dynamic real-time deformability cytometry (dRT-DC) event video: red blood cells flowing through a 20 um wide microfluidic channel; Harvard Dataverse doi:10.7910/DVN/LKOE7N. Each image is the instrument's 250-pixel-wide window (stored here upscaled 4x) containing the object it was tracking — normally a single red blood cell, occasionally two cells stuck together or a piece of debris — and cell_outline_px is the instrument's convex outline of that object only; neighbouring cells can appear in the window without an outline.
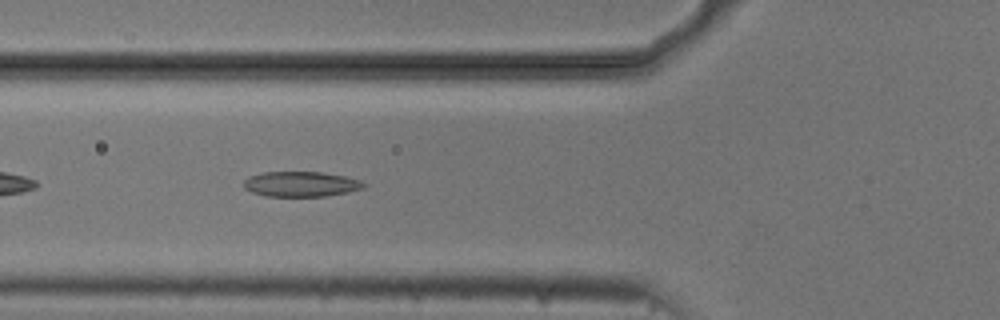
{"species": "common noctule bat (a hibernating species)", "species_latin": "Nyctalus noctula", "temperature_condition": "cold", "stored_images_in_passage": 40, "camera_frame_rate_fps": 3000, "um_per_image_px": 0.085, "animal": {"sex": "male", "body_mass_g": 20.5, "forearm_length_mm": 52.5}, "frame": {"image": 1, "passage_image": 6, "time_ms": 1.667, "image_size_px": [1000, 320], "cell_outline_px": [[368, 184], [364, 188], [348, 192], [324, 196], [264, 196], [252, 192], [244, 188], [244, 180], [248, 176], [264, 172], [320, 172], [344, 176], [360, 180]], "centroid_in_image_um": [25.58, 15.65], "position_along_channel_um": 100.2, "area_um2": 17.63}}
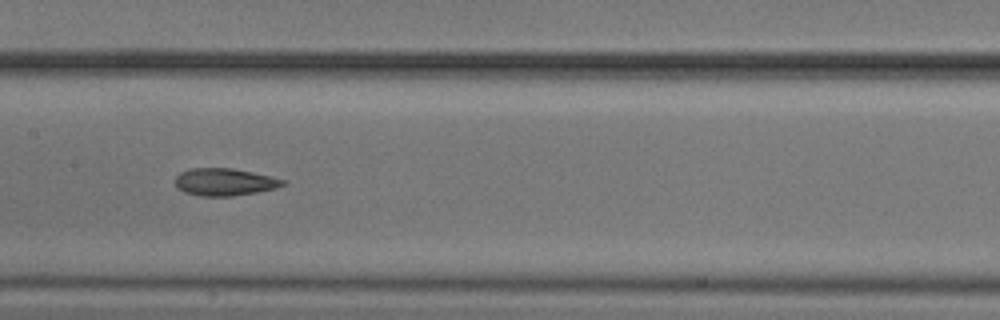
{"frame": {"image": 2, "passage_image": 13, "time_ms": 4.0, "image_size_px": [1000, 320], "cell_outline_px": [[288, 184], [276, 188], [256, 192], [232, 196], [200, 196], [184, 192], [176, 184], [176, 176], [180, 172], [192, 168], [232, 168], [252, 172], [288, 180]], "centroid_in_image_um": [19.14, 15.46], "position_along_channel_um": 188.3, "area_um2": 17.17}}
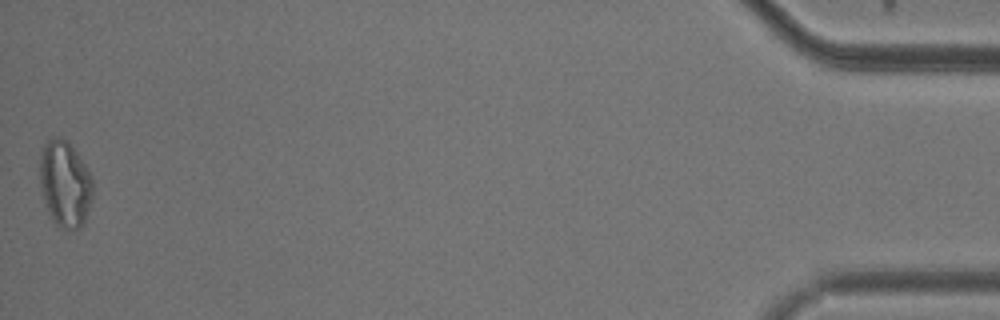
{"frame": {"image": 3, "passage_image": 40, "time_ms": 13.0, "image_size_px": [1000, 320], "cell_outline_px": [[92, 196], [84, 224], [80, 228], [60, 228], [52, 220], [44, 204], [40, 184], [40, 156], [44, 144], [48, 136], [60, 136], [68, 140], [92, 176]], "centroid_in_image_um": [5.5, 15.59], "position_along_channel_um": 429.7, "area_um2": 26.88}, "authors_computed_cell_mechanics": {"area_um2": 17.6868, "velocity_mm_per_s": 3.7363, "shape_relaxation_time_tau1_ms": 5.2436, "shape_relaxation_time_tau2_ms": 4.8017, "deformation_change_tau1": 0.132, "deformation_change_tau2": 0.1297}}